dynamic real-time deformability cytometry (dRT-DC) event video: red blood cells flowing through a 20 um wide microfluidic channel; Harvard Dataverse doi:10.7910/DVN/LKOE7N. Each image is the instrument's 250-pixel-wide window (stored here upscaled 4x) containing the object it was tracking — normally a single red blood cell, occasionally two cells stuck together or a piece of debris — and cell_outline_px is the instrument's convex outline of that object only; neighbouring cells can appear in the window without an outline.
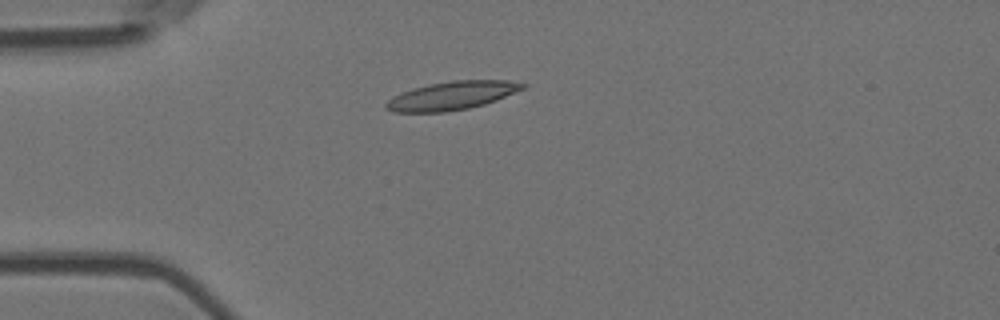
{"species": "Egyptian fruit bat (a non-hibernating species)", "species_latin": "Rousettus aegyptiacus", "temperature_condition": "room temperature", "stored_images_in_passage": 3, "camera_frame_rate_fps": 3000, "um_per_image_px": 0.085, "animal": {"sex": "female"}, "frame": {"image": 1, "passage_image": 3, "time_ms": 0.667, "image_size_px": [1000, 320], "cell_outline_px": [[528, 84], [524, 88], [496, 100], [484, 104], [468, 108], [444, 112], [392, 112], [384, 108], [384, 104], [392, 96], [412, 88], [428, 84], [452, 80], [508, 80]], "centroid_in_image_um": [38.37, 8.12], "position_along_channel_um": 46.6, "area_um2": 22.66}}